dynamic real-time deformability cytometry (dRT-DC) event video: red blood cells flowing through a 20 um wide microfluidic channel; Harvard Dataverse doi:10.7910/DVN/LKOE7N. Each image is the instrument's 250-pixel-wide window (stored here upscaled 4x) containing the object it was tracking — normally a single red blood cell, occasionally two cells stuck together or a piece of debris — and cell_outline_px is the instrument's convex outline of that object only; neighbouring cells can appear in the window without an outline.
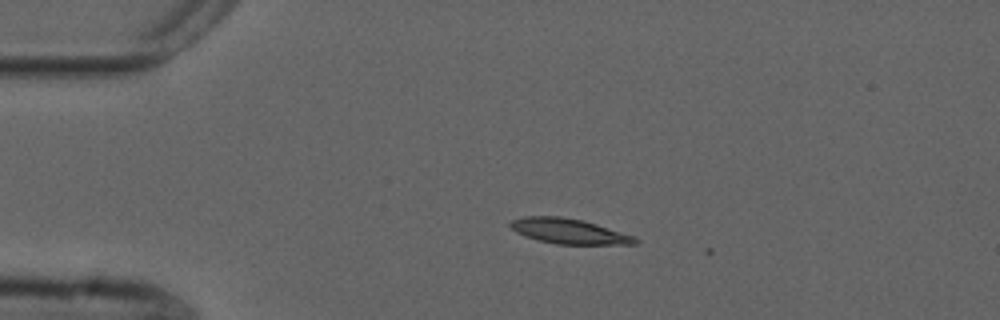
{"species": "common noctule bat (a hibernating species)", "species_latin": "Nyctalus noctula", "temperature_condition": "cold", "stored_images_in_passage": 4, "camera_frame_rate_fps": 3000, "um_per_image_px": 0.085, "animal": {"sex": "male", "forearm_length_mm": 52.5}, "frame": {"image": 1, "passage_image": 1, "time_ms": 0.0, "image_size_px": [1000, 320], "cell_outline_px": [[640, 240], [636, 244], [556, 244], [524, 236], [516, 232], [508, 224], [512, 220], [524, 216], [560, 216], [584, 220], [636, 236]], "centroid_in_image_um": [48.39, 19.65], "position_along_channel_um": 36.6, "area_um2": 18.38}}